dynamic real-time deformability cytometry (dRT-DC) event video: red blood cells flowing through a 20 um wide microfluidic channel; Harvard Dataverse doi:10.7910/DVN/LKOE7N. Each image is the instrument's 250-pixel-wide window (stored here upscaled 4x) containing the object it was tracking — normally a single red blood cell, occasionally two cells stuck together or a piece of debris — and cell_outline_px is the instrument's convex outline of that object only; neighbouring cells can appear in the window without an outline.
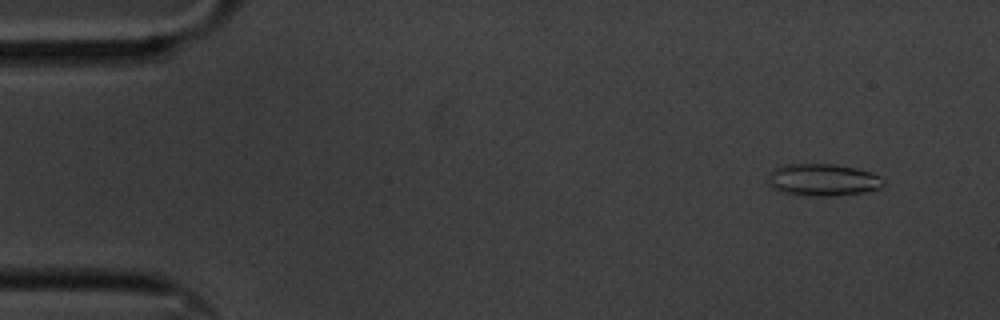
{"species": "common noctule bat (a hibernating species)", "species_latin": "Nyctalus noctula", "temperature_condition": "cold", "stored_images_in_passage": 57, "camera_frame_rate_fps": 3000, "um_per_image_px": 0.085, "animal": {"sex": "male", "body_mass_g": 20.1, "forearm_length_mm": 53.5}, "frame": {"image": 1, "passage_image": 2, "time_ms": 0.333, "image_size_px": [1000, 320], "cell_outline_px": [[884, 184], [880, 188], [864, 192], [828, 196], [816, 196], [780, 192], [768, 180], [768, 172], [784, 164], [836, 164], [856, 168], [872, 172], [880, 176], [884, 180]], "centroid_in_image_um": [69.97, 15.27], "position_along_channel_um": 15.0, "area_um2": 21.5}}
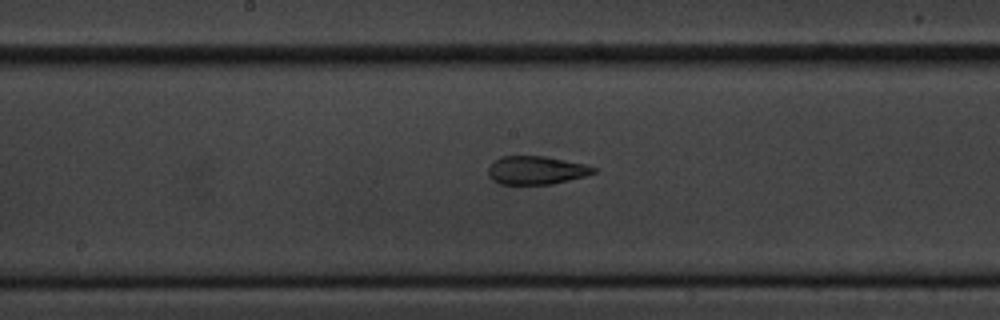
{"frame": {"image": 2, "passage_image": 28, "time_ms": 9.0, "image_size_px": [1000, 320], "cell_outline_px": [[596, 172], [584, 176], [552, 184], [500, 184], [492, 180], [488, 176], [488, 168], [500, 156], [548, 156], [584, 164], [596, 168]], "centroid_in_image_um": [45.56, 14.47], "position_along_channel_um": 202.6, "area_um2": 17.34}}
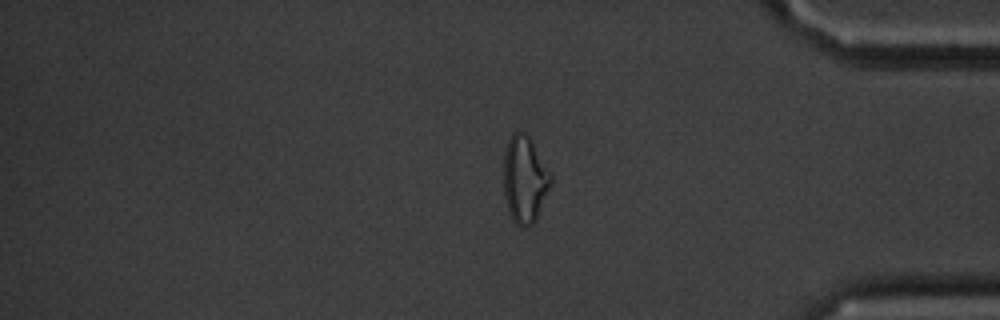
{"frame": {"image": 3, "passage_image": 47, "time_ms": 15.333, "image_size_px": [1000, 320], "cell_outline_px": [[552, 184], [536, 220], [532, 224], [524, 228], [520, 228], [512, 220], [508, 212], [504, 196], [504, 148], [512, 132], [520, 132], [528, 136], [552, 172]], "centroid_in_image_um": [44.61, 15.28], "position_along_channel_um": 390.6, "area_um2": 24.33}, "authors_computed_cell_mechanics": {"area_um2": 19.652, "velocity_mm_per_s": 3.32, "shape_relaxation_time_tau1_ms": 4.9206, "shape_relaxation_time_tau2_ms": 2.2103, "deformation_change_tau1": 0.1418, "deformation_change_tau2": 0.0953}}